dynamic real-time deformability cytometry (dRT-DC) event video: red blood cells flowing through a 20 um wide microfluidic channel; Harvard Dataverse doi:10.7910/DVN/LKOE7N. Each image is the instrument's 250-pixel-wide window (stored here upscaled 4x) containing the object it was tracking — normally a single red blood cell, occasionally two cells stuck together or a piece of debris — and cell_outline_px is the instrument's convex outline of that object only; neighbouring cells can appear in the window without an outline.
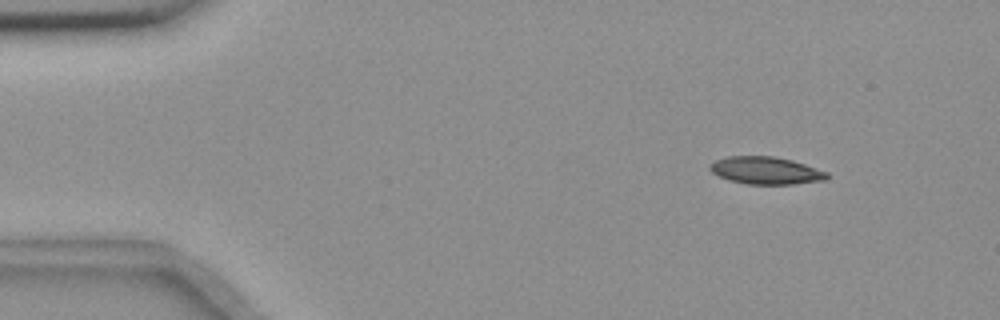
{"species": "common noctule bat (a hibernating species)", "species_latin": "Nyctalus noctula", "temperature_condition": "room temperature", "stored_images_in_passage": 9, "camera_frame_rate_fps": 3000, "um_per_image_px": 0.085, "animal": {"sex": "female", "body_mass_g": 18.4}, "frame": {"image": 1, "passage_image": 2, "time_ms": 1.0, "image_size_px": [1000, 320], "cell_outline_px": [[828, 176], [824, 180], [792, 184], [748, 184], [728, 180], [712, 172], [708, 168], [716, 160], [728, 156], [772, 156], [792, 160], [828, 172]], "centroid_in_image_um": [65.09, 14.49], "position_along_channel_um": 19.9, "area_um2": 18.5}}
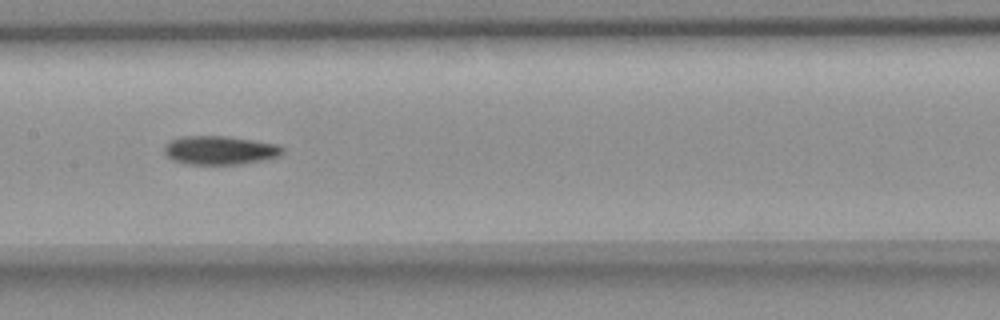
{"frame": {"image": 2, "passage_image": 8, "time_ms": 8.0, "image_size_px": [1000, 320], "cell_outline_px": [[284, 152], [280, 156], [264, 160], [240, 164], [184, 164], [172, 160], [164, 152], [164, 144], [168, 140], [180, 136], [228, 136], [276, 144], [284, 148]], "centroid_in_image_um": [18.65, 12.77], "position_along_channel_um": 188.7, "area_um2": 20.0}}
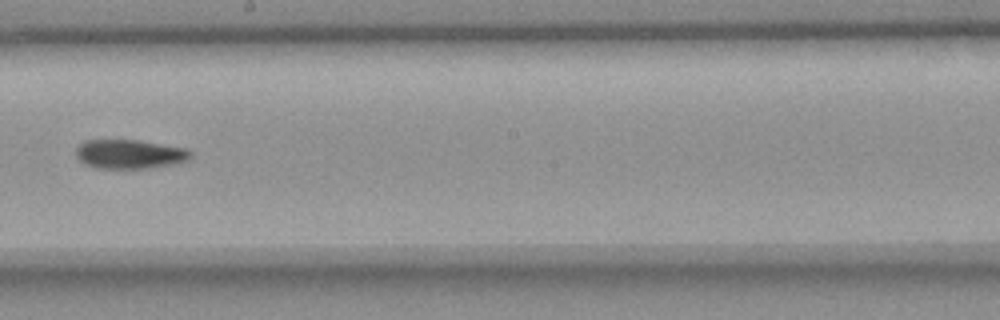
{"frame": {"image": 3, "passage_image": 9, "time_ms": 9.333, "image_size_px": [1000, 320], "cell_outline_px": [[192, 156], [188, 160], [176, 164], [148, 168], [96, 168], [84, 164], [76, 156], [76, 148], [84, 140], [136, 140], [188, 148], [192, 152]], "centroid_in_image_um": [11.04, 13.1], "position_along_channel_um": 237.2, "area_um2": 19.59}}